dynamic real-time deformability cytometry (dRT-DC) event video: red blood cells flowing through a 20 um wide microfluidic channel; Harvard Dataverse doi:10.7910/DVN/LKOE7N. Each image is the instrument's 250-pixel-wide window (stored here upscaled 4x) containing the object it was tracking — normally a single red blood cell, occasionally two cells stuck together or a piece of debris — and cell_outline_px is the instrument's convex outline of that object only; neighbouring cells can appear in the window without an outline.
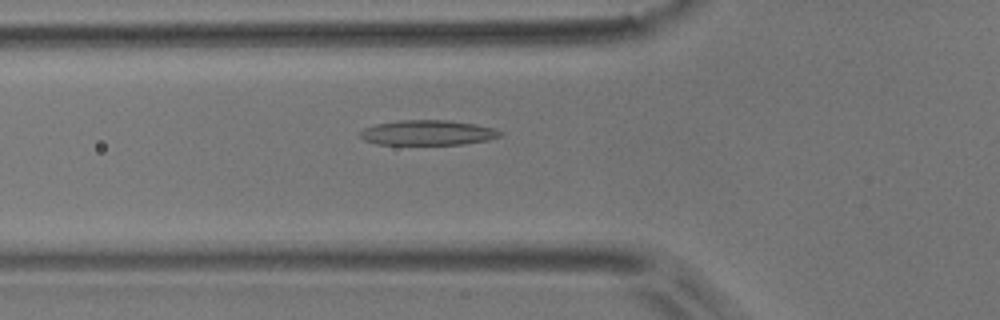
{"species": "common noctule bat (a hibernating species)", "species_latin": "Nyctalus noctula", "temperature_condition": "room temperature", "stored_images_in_passage": 2, "camera_frame_rate_fps": 3000, "um_per_image_px": 0.085, "animal": {"sex": "male", "body_mass_g": 17.9}, "frame": {"image": 1, "passage_image": 2, "time_ms": 0.333, "image_size_px": [1000, 320], "cell_outline_px": [[504, 136], [488, 140], [464, 144], [376, 144], [364, 140], [360, 136], [360, 132], [364, 128], [376, 124], [400, 120], [448, 120], [476, 124], [492, 128], [504, 132]], "centroid_in_image_um": [36.4, 11.28], "position_along_channel_um": 89.4, "area_um2": 20.46}}